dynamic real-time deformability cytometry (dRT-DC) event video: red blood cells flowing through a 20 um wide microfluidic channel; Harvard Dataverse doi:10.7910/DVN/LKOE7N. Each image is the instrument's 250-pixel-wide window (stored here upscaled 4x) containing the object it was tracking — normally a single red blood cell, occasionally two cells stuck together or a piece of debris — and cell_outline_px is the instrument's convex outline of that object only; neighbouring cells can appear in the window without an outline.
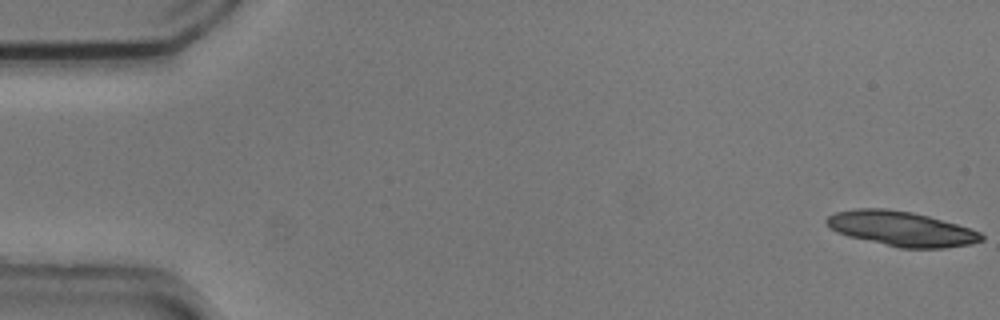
{"species": "common noctule bat (a hibernating species)", "species_latin": "Nyctalus noctula", "temperature_condition": "cold", "stored_images_in_passage": 15, "camera_frame_rate_fps": 3000, "um_per_image_px": 0.085, "animal": {"sex": "male", "body_mass_g": 20.5, "forearm_length_mm": 52.5}, "frame": {"image": 1, "passage_image": 1, "time_ms": 0.0, "image_size_px": [1000, 320], "cell_outline_px": [[984, 240], [972, 244], [944, 248], [900, 248], [848, 236], [836, 232], [828, 228], [824, 220], [828, 216], [836, 212], [856, 208], [884, 208], [912, 212], [928, 216], [956, 224], [980, 232], [984, 236]], "centroid_in_image_um": [76.58, 19.44], "position_along_channel_um": 8.4, "area_um2": 31.44}}